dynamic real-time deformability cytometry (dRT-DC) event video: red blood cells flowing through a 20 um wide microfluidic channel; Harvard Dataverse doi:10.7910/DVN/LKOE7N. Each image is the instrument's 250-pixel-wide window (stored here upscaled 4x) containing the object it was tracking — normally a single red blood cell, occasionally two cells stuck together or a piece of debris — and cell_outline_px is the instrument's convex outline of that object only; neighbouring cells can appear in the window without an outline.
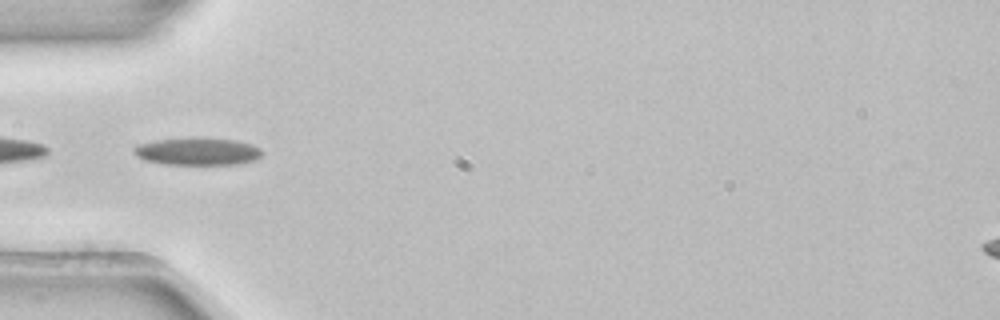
{"species": "common noctule bat (a hibernating species)", "species_latin": "Nyctalus noctula", "temperature_condition": "room temperature", "stored_images_in_passage": 4, "camera_frame_rate_fps": 3000, "um_per_image_px": 0.085, "animal": {"sex": "female", "body_mass_g": 22.7, "forearm_length_mm": 54.2}, "frame": {"image": 1, "passage_image": 4, "time_ms": 1.0, "image_size_px": [1000, 320], "cell_outline_px": [[260, 156], [256, 160], [236, 164], [164, 164], [144, 160], [136, 156], [132, 152], [132, 148], [136, 144], [156, 140], [192, 136], [200, 136], [236, 140], [252, 144], [260, 148]], "centroid_in_image_um": [16.73, 12.84], "position_along_channel_um": 68.3, "area_um2": 21.04}}